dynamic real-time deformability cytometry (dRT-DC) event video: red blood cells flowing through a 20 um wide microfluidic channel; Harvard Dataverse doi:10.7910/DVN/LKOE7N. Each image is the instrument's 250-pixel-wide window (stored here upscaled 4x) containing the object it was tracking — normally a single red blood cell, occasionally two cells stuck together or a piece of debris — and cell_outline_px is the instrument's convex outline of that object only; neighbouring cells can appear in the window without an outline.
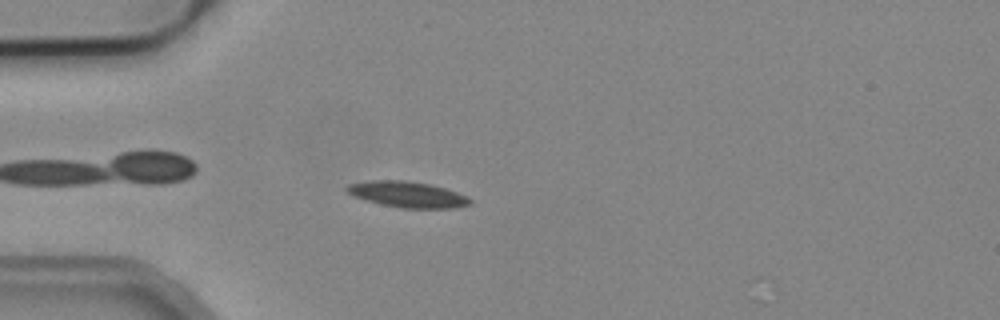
{"species": "common noctule bat (a hibernating species)", "species_latin": "Nyctalus noctula", "temperature_condition": "cold", "stored_images_in_passage": 4, "camera_frame_rate_fps": 3000, "um_per_image_px": 0.085, "animal": {"sex": "male", "body_mass_g": 19.2, "forearm_length_mm": 51.8}, "frame": {"image": 1, "passage_image": 4, "time_ms": 1.0, "image_size_px": [1000, 320], "cell_outline_px": [[472, 204], [452, 208], [400, 208], [352, 196], [344, 188], [348, 184], [372, 180], [400, 180], [428, 184], [444, 188], [468, 196], [472, 200]], "centroid_in_image_um": [34.64, 16.53], "position_along_channel_um": 50.4, "area_um2": 18.38}}